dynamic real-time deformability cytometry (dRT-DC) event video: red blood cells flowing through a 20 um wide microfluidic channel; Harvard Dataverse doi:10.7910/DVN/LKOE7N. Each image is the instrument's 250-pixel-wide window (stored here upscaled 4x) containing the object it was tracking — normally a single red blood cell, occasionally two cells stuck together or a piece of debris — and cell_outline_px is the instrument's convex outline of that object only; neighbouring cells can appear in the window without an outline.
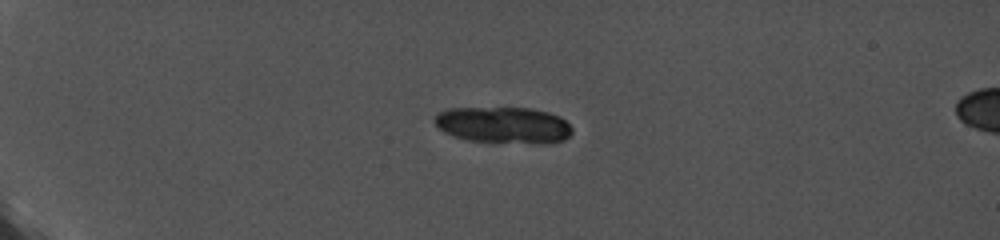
{"species": "common noctule bat (a hibernating species)", "species_latin": "Nyctalus noctula", "temperature_condition": "cold", "stored_images_in_passage": 3, "camera_frame_rate_fps": 5000, "um_per_image_px": 0.085, "animal": {"sex": "female", "body_mass_g": 19.0, "forearm_length_mm": 56.7}, "frame": {"image": 1, "passage_image": 1, "time_ms": 0.0, "image_size_px": [1000, 240], "cell_outline_px": [[572, 132], [564, 140], [472, 140], [456, 136], [444, 132], [432, 120], [432, 116], [448, 108], [532, 108], [548, 112], [560, 116], [572, 128]], "centroid_in_image_um": [42.71, 10.55], "position_along_channel_um": 42.3, "area_um2": 27.74}}